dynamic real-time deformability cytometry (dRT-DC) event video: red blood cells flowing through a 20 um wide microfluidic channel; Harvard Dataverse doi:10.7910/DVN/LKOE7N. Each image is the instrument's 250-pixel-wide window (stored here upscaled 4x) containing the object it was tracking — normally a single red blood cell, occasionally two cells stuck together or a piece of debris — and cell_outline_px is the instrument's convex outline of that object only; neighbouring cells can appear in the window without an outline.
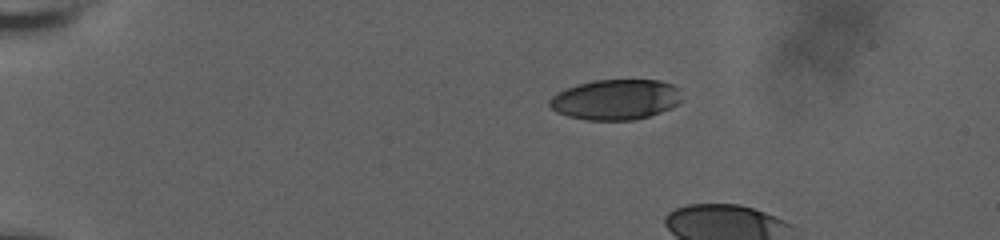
{"species": "human", "species_latin": "Homo sapiens", "temperature_condition": "room temperature", "stored_images_in_passage": 6, "camera_frame_rate_fps": 3000, "um_per_image_px": 0.085, "donor": {"sex": "male"}, "frame": {"image": 1, "passage_image": 1, "time_ms": 0.0, "image_size_px": [1000, 240], "cell_outline_px": [[680, 100], [672, 108], [636, 120], [588, 120], [568, 116], [556, 112], [548, 104], [548, 100], [552, 96], [568, 88], [580, 84], [596, 80], [660, 80], [672, 84], [680, 88]], "centroid_in_image_um": [52.35, 8.47], "position_along_channel_um": 32.6, "area_um2": 30.98}}